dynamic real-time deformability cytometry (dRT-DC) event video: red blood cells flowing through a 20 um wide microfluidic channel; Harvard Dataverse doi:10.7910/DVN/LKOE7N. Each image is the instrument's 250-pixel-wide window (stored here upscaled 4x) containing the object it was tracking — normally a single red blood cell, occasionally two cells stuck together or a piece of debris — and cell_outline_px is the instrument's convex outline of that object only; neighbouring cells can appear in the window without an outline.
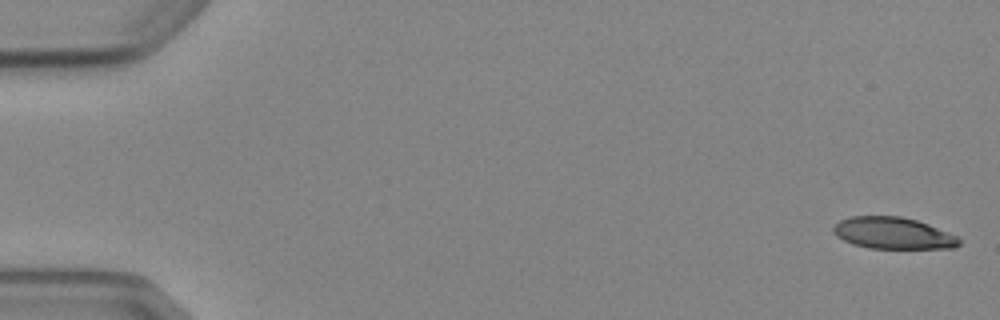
{"species": "Egyptian fruit bat (a non-hibernating species)", "species_latin": "Rousettus aegyptiacus", "temperature_condition": "cold", "stored_images_in_passage": 6, "camera_frame_rate_fps": 3000, "um_per_image_px": 0.085, "animal": {"sex": "female"}, "frame": {"image": 1, "passage_image": 1, "time_ms": 0.0, "image_size_px": [1000, 320], "cell_outline_px": [[960, 244], [956, 248], [868, 248], [852, 244], [836, 236], [832, 232], [832, 228], [840, 220], [852, 216], [900, 216], [916, 220], [928, 224], [956, 236], [960, 240]], "centroid_in_image_um": [75.88, 19.82], "position_along_channel_um": 9.1, "area_um2": 23.12}}